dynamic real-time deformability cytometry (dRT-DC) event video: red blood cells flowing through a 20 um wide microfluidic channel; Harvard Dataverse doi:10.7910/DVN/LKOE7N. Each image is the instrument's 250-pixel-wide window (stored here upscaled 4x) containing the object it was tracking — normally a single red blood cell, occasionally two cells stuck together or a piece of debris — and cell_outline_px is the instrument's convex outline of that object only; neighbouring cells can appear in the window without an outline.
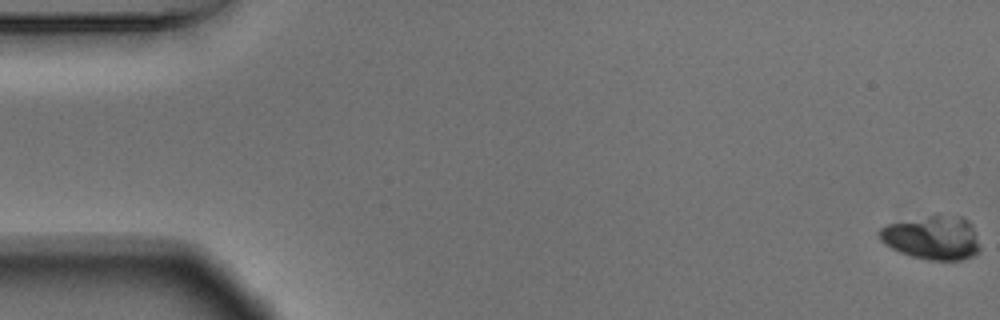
{"species": "Egyptian fruit bat (a non-hibernating species)", "species_latin": "Rousettus aegyptiacus", "temperature_condition": "warm", "stored_images_in_passage": 56, "camera_frame_rate_fps": 3000, "um_per_image_px": 0.085, "animal": {"sex": "male"}, "frame": {"image": 1, "passage_image": 1, "time_ms": 0.0, "image_size_px": [1000, 320], "cell_outline_px": [[980, 248], [972, 256], [960, 260], [928, 260], [912, 256], [900, 252], [884, 244], [880, 240], [876, 232], [880, 228], [888, 224], [932, 216], [960, 216], [968, 220], [972, 224]], "centroid_in_image_um": [79.23, 20.22], "position_along_channel_um": 5.8, "area_um2": 25.37}}
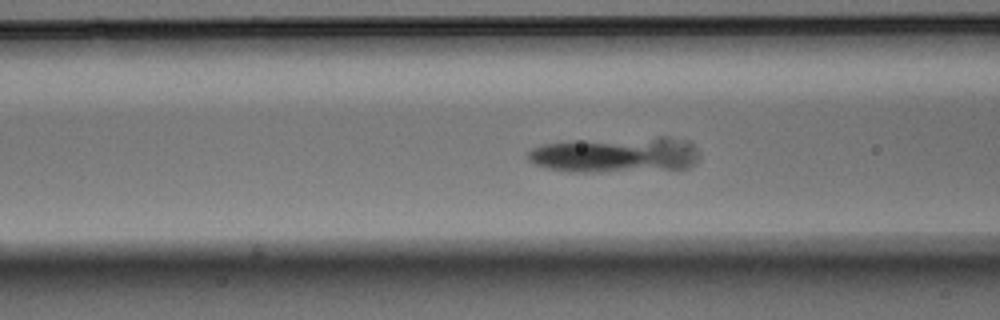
{"frame": {"image": 2, "passage_image": 22, "time_ms": 7.0, "image_size_px": [1000, 320], "cell_outline_px": [[700, 156], [696, 164], [688, 168], [608, 172], [568, 172], [544, 168], [528, 160], [528, 152], [532, 148], [544, 144], [660, 136], [668, 136], [688, 140], [700, 152]], "centroid_in_image_um": [52.43, 13.17], "position_along_channel_um": 114.2, "area_um2": 35.84}}
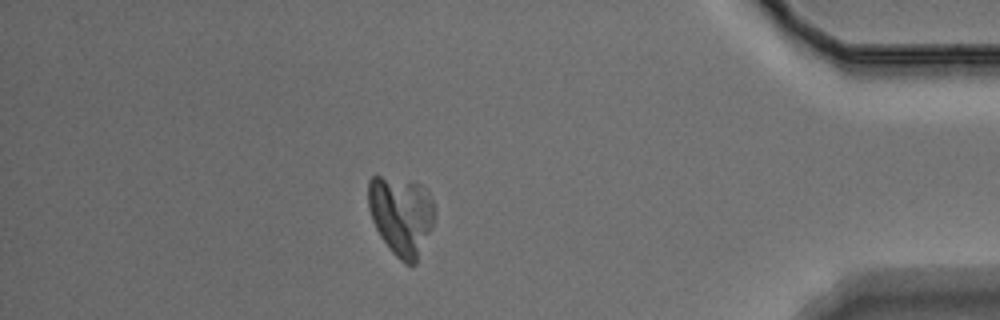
{"frame": {"image": 3, "passage_image": 49, "time_ms": 16.0, "image_size_px": [1000, 320], "cell_outline_px": [[436, 216], [432, 228], [416, 264], [404, 264], [392, 252], [380, 236], [372, 220], [368, 208], [368, 180], [372, 176], [380, 176], [412, 180], [428, 188], [436, 212]], "centroid_in_image_um": [34.13, 18.29], "position_along_channel_um": 401.1, "area_um2": 31.33}}